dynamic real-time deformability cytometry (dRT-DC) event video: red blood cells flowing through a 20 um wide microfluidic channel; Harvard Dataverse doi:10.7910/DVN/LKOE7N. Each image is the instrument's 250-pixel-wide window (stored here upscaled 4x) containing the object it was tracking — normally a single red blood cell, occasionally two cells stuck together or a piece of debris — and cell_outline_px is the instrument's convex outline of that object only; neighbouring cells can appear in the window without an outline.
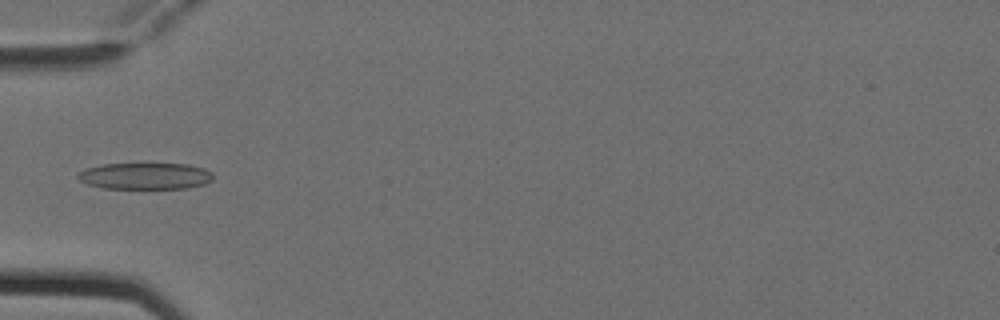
{"species": "Egyptian fruit bat (a non-hibernating species)", "species_latin": "Rousettus aegyptiacus", "temperature_condition": "cold", "stored_images_in_passage": 7, "camera_frame_rate_fps": 3000, "um_per_image_px": 0.085, "animal": {"sex": "female"}, "frame": {"image": 1, "passage_image": 4, "time_ms": 1.0, "image_size_px": [1000, 320], "cell_outline_px": [[212, 180], [204, 184], [184, 188], [104, 188], [88, 184], [80, 180], [76, 176], [80, 172], [88, 168], [104, 164], [144, 160], [188, 164], [204, 168], [212, 172]], "centroid_in_image_um": [12.37, 14.89], "position_along_channel_um": 72.6, "area_um2": 21.85}}
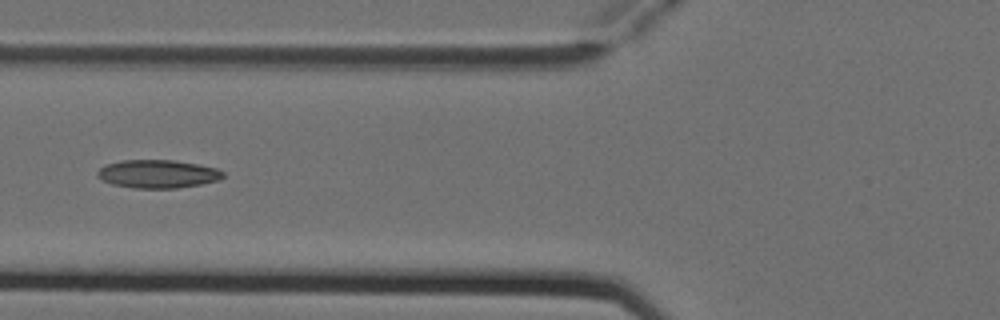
{"frame": {"image": 2, "passage_image": 5, "time_ms": 1.333, "image_size_px": [1000, 320], "cell_outline_px": [[224, 176], [220, 180], [200, 184], [176, 188], [132, 188], [112, 184], [96, 176], [96, 172], [104, 164], [124, 160], [172, 160], [200, 164], [216, 168], [224, 172]], "centroid_in_image_um": [13.41, 14.78], "position_along_channel_um": 112.4, "area_um2": 20.75}}